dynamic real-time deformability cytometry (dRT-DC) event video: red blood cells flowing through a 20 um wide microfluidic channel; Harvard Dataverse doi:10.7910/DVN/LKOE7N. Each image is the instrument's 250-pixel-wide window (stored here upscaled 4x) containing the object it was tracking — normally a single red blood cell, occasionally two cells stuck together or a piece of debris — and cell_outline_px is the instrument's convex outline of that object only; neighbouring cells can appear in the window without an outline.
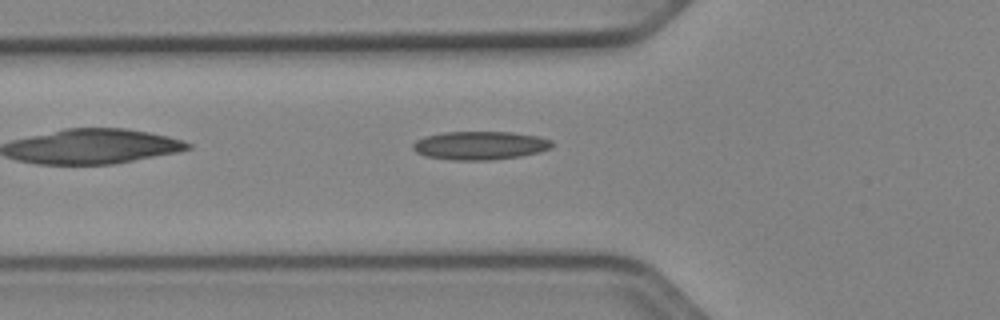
{"species": "Egyptian fruit bat (a non-hibernating species)", "species_latin": "Rousettus aegyptiacus", "temperature_condition": "cold", "stored_images_in_passage": 37, "camera_frame_rate_fps": 3000, "um_per_image_px": 0.085, "animal": {"sex": "female"}, "frame": {"image": 1, "passage_image": 4, "time_ms": 1.0, "image_size_px": [1000, 320], "cell_outline_px": [[552, 148], [540, 152], [520, 156], [492, 160], [452, 160], [424, 156], [416, 152], [412, 148], [412, 144], [416, 140], [424, 136], [444, 132], [512, 132], [540, 136], [552, 140]], "centroid_in_image_um": [40.8, 12.36], "position_along_channel_um": 85.0, "area_um2": 23.29}}
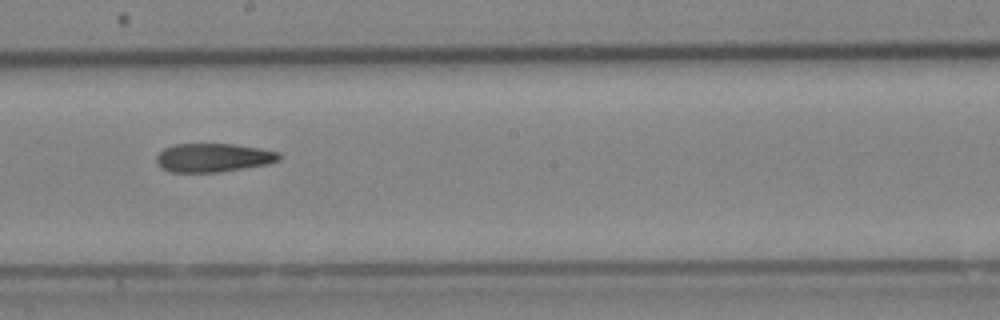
{"frame": {"image": 2, "passage_image": 15, "time_ms": 4.667, "image_size_px": [1000, 320], "cell_outline_px": [[280, 160], [268, 164], [220, 172], [168, 172], [160, 168], [156, 164], [156, 156], [164, 148], [176, 144], [236, 144], [260, 148], [280, 152]], "centroid_in_image_um": [18.11, 13.4], "position_along_channel_um": 230.1, "area_um2": 20.69}}
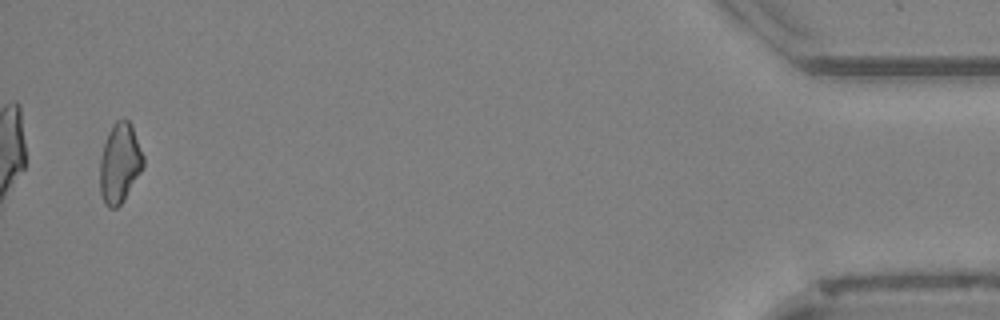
{"frame": {"image": 3, "passage_image": 36, "time_ms": 11.667, "image_size_px": [1000, 320], "cell_outline_px": [[144, 164], [140, 172], [124, 200], [116, 208], [108, 208], [104, 204], [100, 192], [100, 156], [108, 132], [112, 124], [116, 120], [124, 116], [132, 124], [144, 156]], "centroid_in_image_um": [10.17, 13.83], "position_along_channel_um": 425.0, "area_um2": 20.4}}